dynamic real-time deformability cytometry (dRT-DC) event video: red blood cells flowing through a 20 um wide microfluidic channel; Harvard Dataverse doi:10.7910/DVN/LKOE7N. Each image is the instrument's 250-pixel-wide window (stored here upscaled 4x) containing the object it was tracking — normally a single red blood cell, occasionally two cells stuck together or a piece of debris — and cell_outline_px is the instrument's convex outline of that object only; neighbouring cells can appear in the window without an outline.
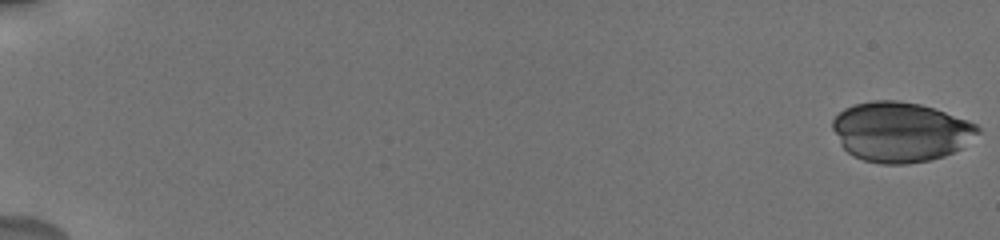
{"species": "human", "species_latin": "Homo sapiens", "temperature_condition": "cold", "stored_images_in_passage": 16, "camera_frame_rate_fps": 3000, "um_per_image_px": 0.085, "donor": {"sex": "male"}, "frame": {"image": 1, "passage_image": 1, "time_ms": 0.0, "image_size_px": [1000, 240], "cell_outline_px": [[980, 132], [960, 148], [944, 156], [928, 160], [908, 164], [880, 164], [864, 160], [852, 156], [840, 144], [832, 128], [832, 120], [844, 108], [856, 104], [872, 100], [896, 100], [920, 104], [968, 120], [976, 124], [980, 128]], "centroid_in_image_um": [76.52, 11.21], "position_along_channel_um": 8.5, "area_um2": 50.52}}
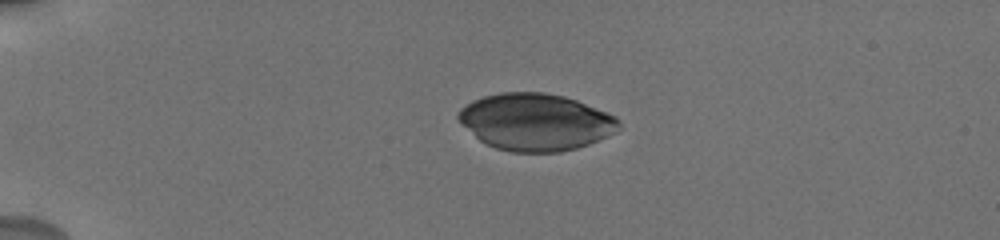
{"frame": {"image": 2, "passage_image": 10, "time_ms": 4.667, "image_size_px": [1000, 240], "cell_outline_px": [[624, 128], [608, 136], [588, 144], [576, 148], [560, 152], [512, 152], [496, 148], [480, 140], [456, 116], [460, 108], [472, 100], [484, 96], [500, 92], [544, 92], [564, 96], [576, 100], [608, 112], [616, 116], [620, 120]], "centroid_in_image_um": [45.59, 10.36], "position_along_channel_um": 39.4, "area_um2": 53.35}}
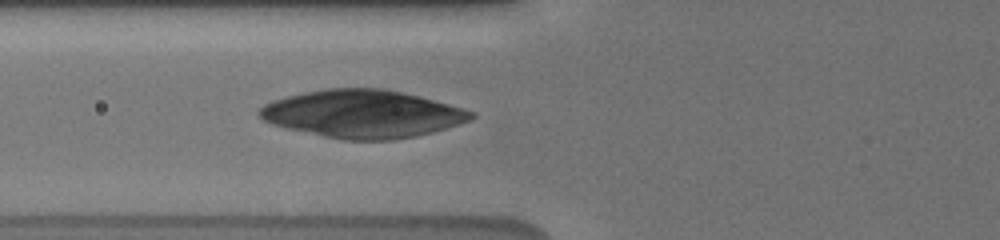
{"frame": {"image": 3, "passage_image": 16, "time_ms": 7.667, "image_size_px": [1000, 240], "cell_outline_px": [[476, 116], [472, 120], [432, 132], [416, 136], [392, 140], [344, 140], [324, 136], [288, 128], [272, 124], [264, 120], [256, 112], [264, 104], [272, 100], [304, 92], [324, 88], [384, 88], [464, 108], [476, 112]], "centroid_in_image_um": [30.83, 9.68], "position_along_channel_um": 95.0, "area_um2": 58.72}}